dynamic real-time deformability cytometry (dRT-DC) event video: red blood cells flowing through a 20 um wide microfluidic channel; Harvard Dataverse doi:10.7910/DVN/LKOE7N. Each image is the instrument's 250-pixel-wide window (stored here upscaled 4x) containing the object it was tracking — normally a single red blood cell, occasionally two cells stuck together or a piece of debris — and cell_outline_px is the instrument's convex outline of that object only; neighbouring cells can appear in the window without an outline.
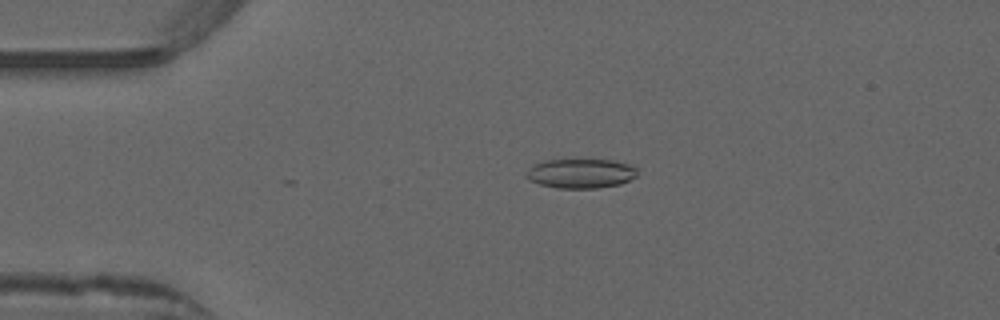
{"species": "common noctule bat (a hibernating species)", "species_latin": "Nyctalus noctula", "temperature_condition": "warm", "stored_images_in_passage": 35, "camera_frame_rate_fps": 3000, "um_per_image_px": 0.085, "animal": {"sex": "male", "forearm_length_mm": 52.5}, "frame": {"image": 1, "passage_image": 1, "time_ms": 0.0, "image_size_px": [1000, 320], "cell_outline_px": [[636, 176], [620, 184], [596, 188], [556, 188], [540, 184], [528, 180], [524, 176], [524, 172], [532, 164], [548, 160], [612, 160], [628, 164], [636, 168]], "centroid_in_image_um": [49.29, 14.74], "position_along_channel_um": 35.7, "area_um2": 19.07}}
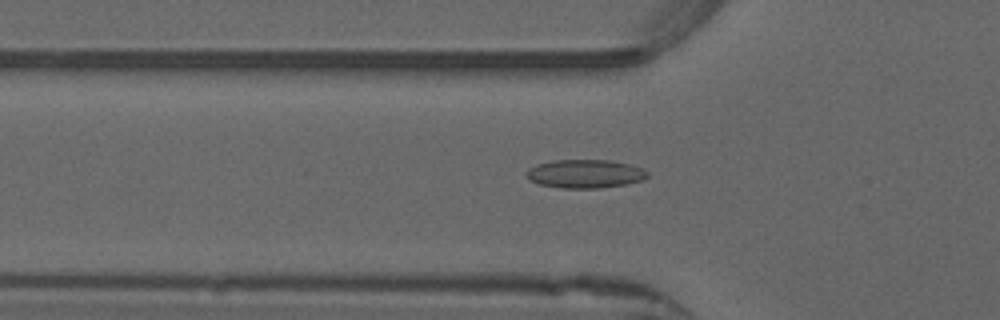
{"frame": {"image": 2, "passage_image": 7, "time_ms": 2.0, "image_size_px": [1000, 320], "cell_outline_px": [[648, 176], [644, 180], [624, 184], [600, 188], [560, 188], [540, 184], [528, 180], [524, 176], [524, 172], [528, 168], [536, 164], [552, 160], [608, 160], [628, 164], [640, 168], [648, 172]], "centroid_in_image_um": [49.66, 14.77], "position_along_channel_um": 76.1, "area_um2": 20.23}}
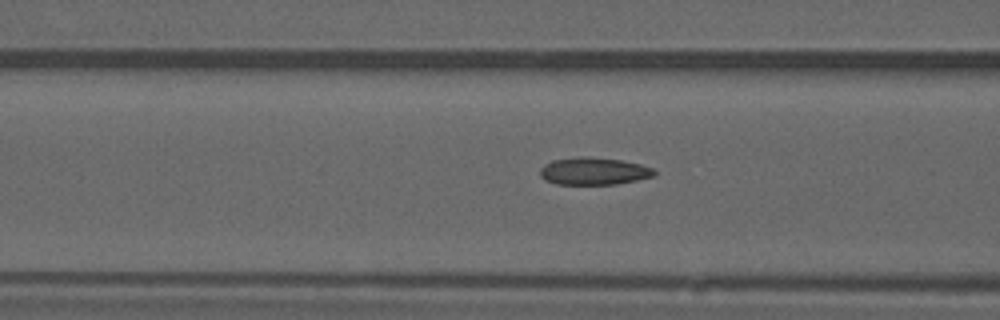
{"frame": {"image": 3, "passage_image": 10, "time_ms": 3.0, "image_size_px": [1000, 320], "cell_outline_px": [[656, 176], [616, 184], [556, 184], [544, 180], [540, 176], [540, 168], [544, 164], [552, 160], [580, 156], [584, 156], [620, 160], [640, 164], [656, 168]], "centroid_in_image_um": [50.47, 14.55], "position_along_channel_um": 116.1, "area_um2": 18.38}, "authors_computed_cell_mechanics": {"area_um2": 18.0914, "velocity_mm_per_s": 3.9318, "shape_relaxation_time_tau1_ms": null, "shape_relaxation_time_tau2_ms": 1.6395, "deformation_change_tau1": null, "deformation_change_tau2": 0.0905}}